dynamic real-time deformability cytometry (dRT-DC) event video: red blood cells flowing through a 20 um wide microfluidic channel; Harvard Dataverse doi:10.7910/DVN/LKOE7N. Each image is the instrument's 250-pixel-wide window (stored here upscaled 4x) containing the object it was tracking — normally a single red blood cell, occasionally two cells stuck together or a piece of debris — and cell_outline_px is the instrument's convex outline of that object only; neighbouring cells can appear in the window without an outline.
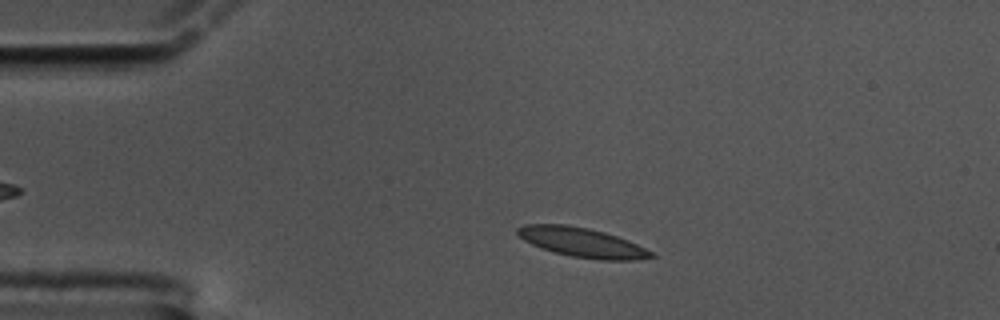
{"species": "common noctule bat (a hibernating species)", "species_latin": "Nyctalus noctula", "temperature_condition": "cold", "stored_images_in_passage": 45, "camera_frame_rate_fps": 3000, "um_per_image_px": 0.085, "animal": {"sex": "male", "body_mass_g": 17.5, "forearm_length_mm": 52.3}, "frame": {"image": 1, "passage_image": 8, "time_ms": 2.333, "image_size_px": [1000, 320], "cell_outline_px": [[656, 256], [636, 260], [600, 260], [572, 256], [540, 248], [524, 240], [516, 232], [516, 228], [524, 224], [568, 224], [588, 228], [604, 232], [628, 240], [652, 252]], "centroid_in_image_um": [49.45, 20.59], "position_along_channel_um": 35.5, "area_um2": 22.77}}
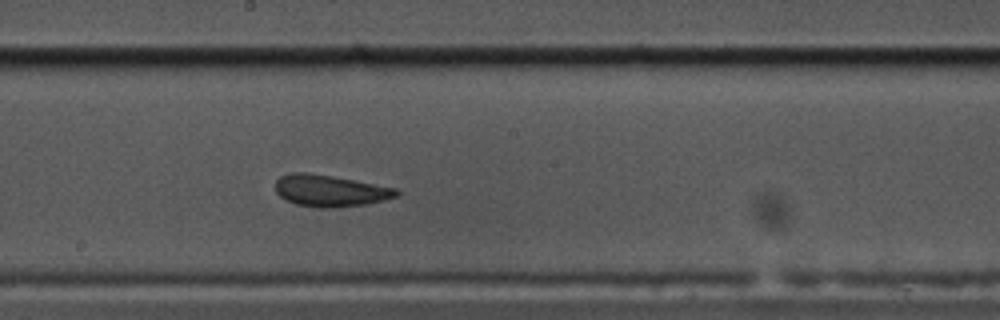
{"frame": {"image": 2, "passage_image": 28, "time_ms": 9.0, "image_size_px": [1000, 320], "cell_outline_px": [[400, 192], [396, 196], [384, 200], [364, 204], [336, 208], [316, 208], [296, 204], [280, 196], [276, 192], [276, 180], [280, 176], [292, 172], [308, 172], [332, 176], [396, 188]], "centroid_in_image_um": [28.03, 16.21], "position_along_channel_um": 220.2, "area_um2": 22.25}}
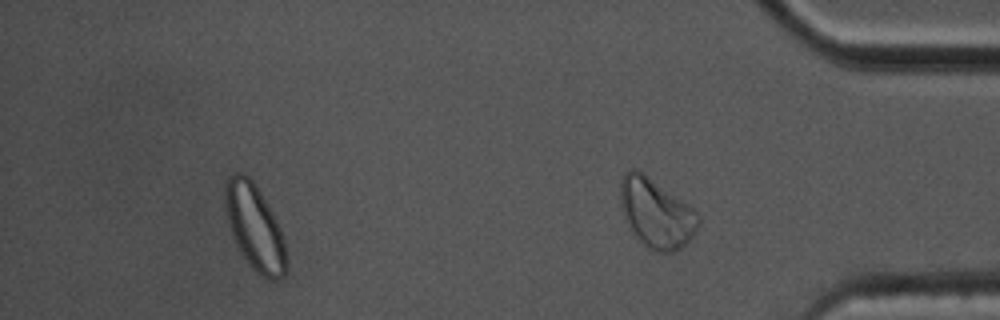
{"frame": {"image": 3, "passage_image": 43, "time_ms": 14.0, "image_size_px": [1000, 320], "cell_outline_px": [[288, 272], [284, 276], [276, 280], [268, 280], [256, 272], [252, 268], [244, 256], [232, 236], [228, 224], [224, 208], [224, 188], [228, 176], [236, 172], [244, 172], [252, 180], [260, 192], [272, 212], [276, 220], [284, 240], [288, 260]], "centroid_in_image_um": [21.65, 19.33], "position_along_channel_um": 413.5, "area_um2": 30.81}, "authors_computed_cell_mechanics": {"area_um2": 22.1374, "velocity_mm_per_s": 3.3349, "shape_relaxation_time_tau1_ms": null, "shape_relaxation_time_tau2_ms": 2.6454, "deformation_change_tau1": null, "deformation_change_tau2": 0.0835}}